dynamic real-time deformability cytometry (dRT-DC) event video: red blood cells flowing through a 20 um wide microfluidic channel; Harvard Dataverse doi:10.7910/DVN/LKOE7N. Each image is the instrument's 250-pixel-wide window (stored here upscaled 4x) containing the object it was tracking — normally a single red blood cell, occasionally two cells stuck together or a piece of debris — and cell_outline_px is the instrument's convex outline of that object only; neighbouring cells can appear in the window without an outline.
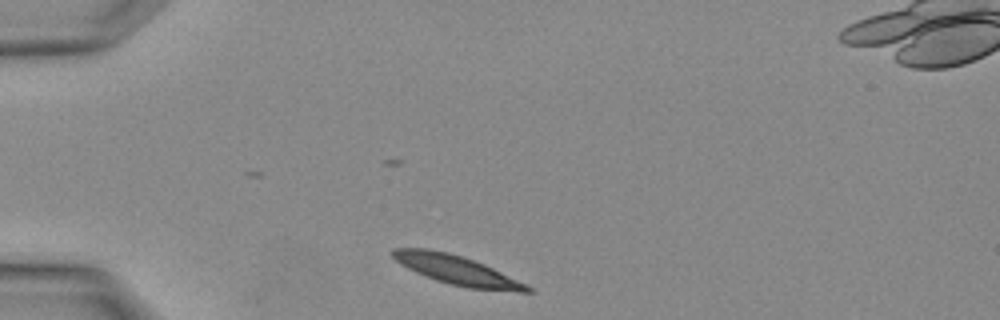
{"species": "Egyptian fruit bat (a non-hibernating species)", "species_latin": "Rousettus aegyptiacus", "temperature_condition": "warm", "stored_images_in_passage": 5, "camera_frame_rate_fps": 3000, "um_per_image_px": 0.085, "animal": {"sex": "female"}, "frame": {"image": 1, "passage_image": 5, "time_ms": 1.333, "image_size_px": [1000, 320], "cell_outline_px": [[536, 292], [516, 292], [468, 288], [448, 284], [436, 280], [416, 272], [400, 264], [392, 256], [392, 248], [428, 248], [448, 252], [484, 264], [528, 284]], "centroid_in_image_um": [38.88, 22.97], "position_along_channel_um": 46.1, "area_um2": 22.95}}